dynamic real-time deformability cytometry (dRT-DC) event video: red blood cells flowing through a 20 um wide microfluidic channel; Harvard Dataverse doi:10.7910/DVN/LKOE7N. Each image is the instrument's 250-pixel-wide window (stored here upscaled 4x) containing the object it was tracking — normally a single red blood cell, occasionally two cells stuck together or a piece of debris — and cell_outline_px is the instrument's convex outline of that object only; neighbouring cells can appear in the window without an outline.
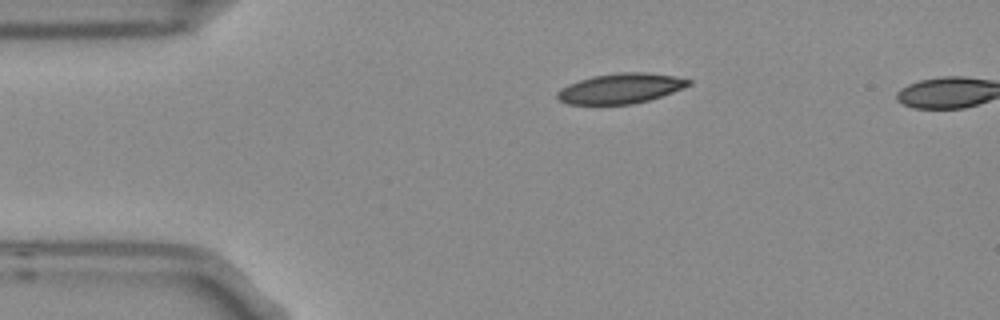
{"species": "Egyptian fruit bat (a non-hibernating species)", "species_latin": "Rousettus aegyptiacus", "temperature_condition": "room temperature", "stored_images_in_passage": 3, "segment_of_instrument_passage": [1, 2], "camera_frame_rate_fps": 3000, "um_per_image_px": 0.085, "frame": {"image": 1, "passage_image": 1, "time_ms": 0.0, "image_size_px": [1000, 320], "cell_outline_px": [[692, 84], [684, 88], [648, 100], [632, 104], [568, 104], [560, 100], [556, 96], [556, 92], [560, 88], [568, 84], [592, 76], [620, 72], [644, 72], [676, 76], [692, 80]], "centroid_in_image_um": [52.76, 7.51], "position_along_channel_um": 32.2, "area_um2": 23.0}}